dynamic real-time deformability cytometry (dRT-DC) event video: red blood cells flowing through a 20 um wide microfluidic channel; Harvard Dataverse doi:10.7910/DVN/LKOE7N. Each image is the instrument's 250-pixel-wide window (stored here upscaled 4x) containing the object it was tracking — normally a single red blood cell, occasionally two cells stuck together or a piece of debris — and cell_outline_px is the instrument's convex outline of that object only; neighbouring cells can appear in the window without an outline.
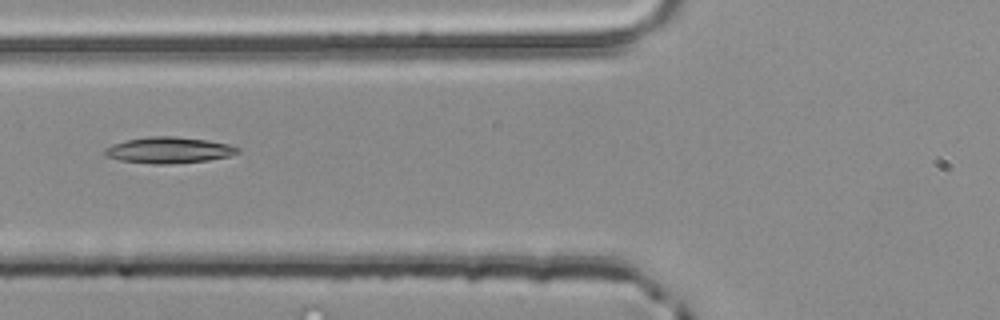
{"species": "common noctule bat (a hibernating species)", "species_latin": "Nyctalus noctula", "temperature_condition": "room temperature", "stored_images_in_passage": 4, "camera_frame_rate_fps": 3000, "um_per_image_px": 0.085, "animal": {"sex": "male", "body_mass_g": 20.4}, "frame": {"image": 1, "passage_image": 4, "time_ms": 1.0, "image_size_px": [1000, 320], "cell_outline_px": [[240, 152], [228, 156], [208, 160], [168, 164], [152, 164], [120, 160], [104, 156], [104, 148], [112, 144], [124, 140], [148, 136], [176, 136], [208, 140], [228, 144], [240, 148]], "centroid_in_image_um": [14.31, 12.75], "position_along_channel_um": 111.5, "area_um2": 20.4}}